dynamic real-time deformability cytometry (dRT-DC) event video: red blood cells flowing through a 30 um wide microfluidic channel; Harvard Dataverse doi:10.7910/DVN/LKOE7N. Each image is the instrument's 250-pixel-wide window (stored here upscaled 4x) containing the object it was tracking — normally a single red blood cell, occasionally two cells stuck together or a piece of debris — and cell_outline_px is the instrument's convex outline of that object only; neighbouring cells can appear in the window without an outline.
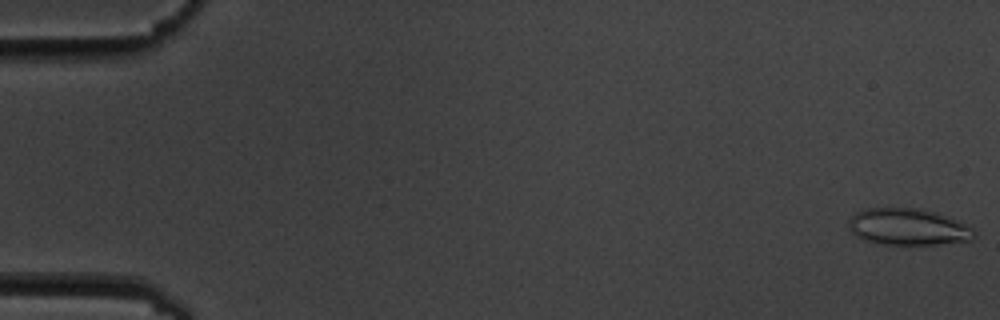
{"species": "common noctule bat (a hibernating species)", "species_latin": "Nyctalus noctula", "temperature_condition": "cold", "stored_images_in_passage": 7, "camera_frame_rate_fps": 3000, "um_per_image_px": 0.085, "animal": {"sex": "male", "body_mass_g": 19.5, "forearm_length_mm": 54.6}, "frame": {"image": 1, "passage_image": 1, "time_ms": 0.0, "image_size_px": [1000, 320], "cell_outline_px": [[976, 236], [972, 240], [936, 244], [884, 244], [868, 240], [856, 236], [848, 228], [848, 220], [856, 212], [864, 208], [920, 208], [936, 212], [964, 224], [972, 228], [976, 232]], "centroid_in_image_um": [77.17, 19.27], "position_along_channel_um": 7.8, "area_um2": 26.65}}
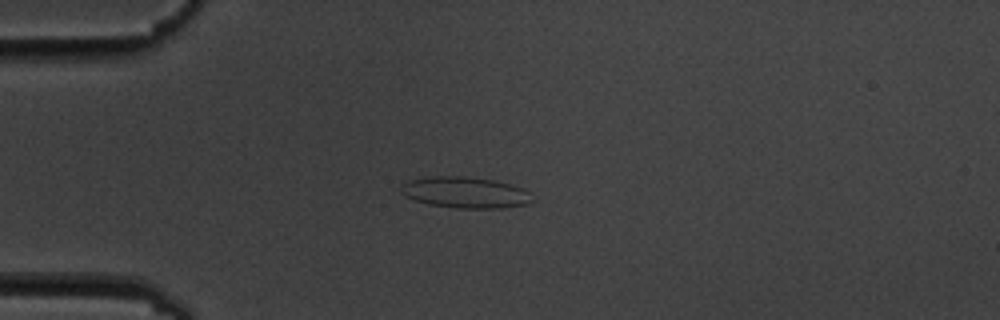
{"frame": {"image": 2, "passage_image": 5, "time_ms": 4.667, "image_size_px": [1000, 320], "cell_outline_px": [[536, 200], [528, 204], [500, 208], [456, 208], [428, 204], [404, 196], [400, 192], [400, 184], [408, 180], [428, 176], [464, 176], [492, 180], [524, 188]], "centroid_in_image_um": [39.52, 16.36], "position_along_channel_um": 45.5, "area_um2": 24.04}}
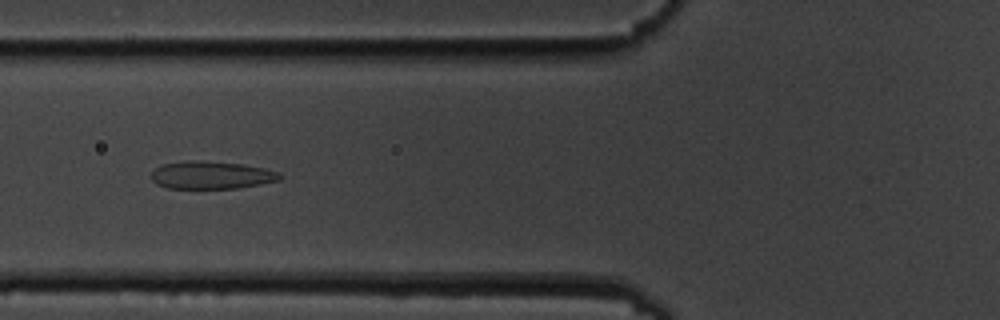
{"frame": {"image": 3, "passage_image": 7, "time_ms": 7.0, "image_size_px": [1000, 320], "cell_outline_px": [[284, 176], [280, 180], [260, 184], [236, 188], [164, 188], [156, 184], [148, 176], [160, 164], [188, 160], [196, 160], [244, 164], [264, 168], [280, 172]], "centroid_in_image_um": [17.94, 14.88], "position_along_channel_um": 107.9, "area_um2": 21.04}}